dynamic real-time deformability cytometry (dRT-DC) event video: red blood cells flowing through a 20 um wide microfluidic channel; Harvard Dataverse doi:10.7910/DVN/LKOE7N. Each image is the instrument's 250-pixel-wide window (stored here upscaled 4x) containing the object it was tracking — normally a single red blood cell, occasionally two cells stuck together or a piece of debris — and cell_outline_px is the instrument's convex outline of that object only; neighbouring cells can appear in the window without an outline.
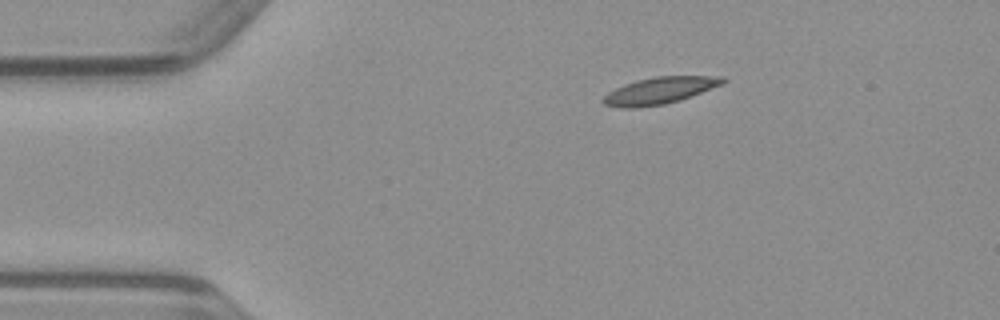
{"species": "common noctule bat (a hibernating species)", "species_latin": "Nyctalus noctula", "temperature_condition": "warm", "stored_images_in_passage": 42, "camera_frame_rate_fps": 3000, "um_per_image_px": 0.085, "animal": {"sex": "male", "body_mass_g": 23.1, "forearm_length_mm": 52.7}, "frame": {"image": 1, "passage_image": 1, "time_ms": 0.0, "image_size_px": [1000, 320], "cell_outline_px": [[728, 80], [724, 84], [680, 100], [664, 104], [636, 108], [620, 108], [604, 104], [600, 100], [608, 92], [624, 84], [636, 80], [656, 76], [724, 76]], "centroid_in_image_um": [56.08, 7.69], "position_along_channel_um": 28.9, "area_um2": 18.84}}
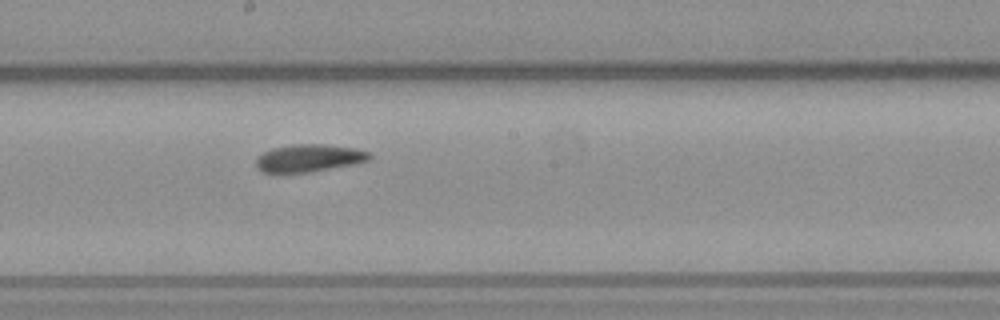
{"frame": {"image": 2, "passage_image": 19, "time_ms": 6.0, "image_size_px": [1000, 320], "cell_outline_px": [[372, 156], [368, 160], [352, 164], [308, 172], [264, 172], [256, 168], [256, 160], [264, 152], [272, 148], [292, 144], [324, 144], [352, 148], [368, 152]], "centroid_in_image_um": [26.23, 13.43], "position_along_channel_um": 222.0, "area_um2": 17.8}}
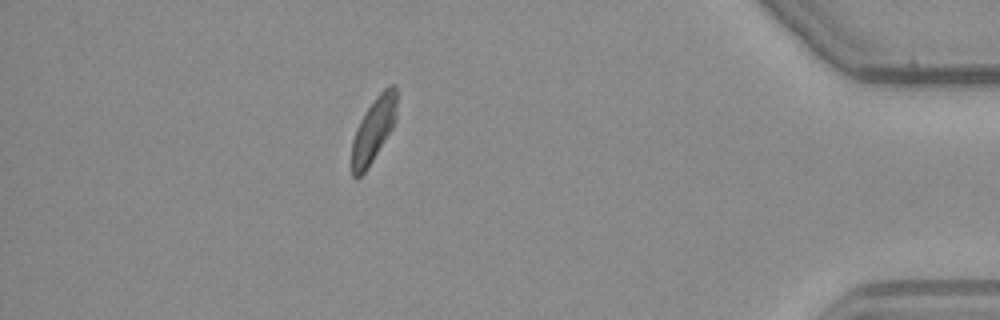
{"frame": {"image": 3, "passage_image": 36, "time_ms": 11.667, "image_size_px": [1000, 320], "cell_outline_px": [[396, 120], [392, 128], [368, 168], [356, 180], [352, 176], [352, 140], [356, 128], [360, 120], [376, 96], [384, 88], [392, 84], [396, 84]], "centroid_in_image_um": [31.74, 11.04], "position_along_channel_um": 403.5, "area_um2": 16.82}}